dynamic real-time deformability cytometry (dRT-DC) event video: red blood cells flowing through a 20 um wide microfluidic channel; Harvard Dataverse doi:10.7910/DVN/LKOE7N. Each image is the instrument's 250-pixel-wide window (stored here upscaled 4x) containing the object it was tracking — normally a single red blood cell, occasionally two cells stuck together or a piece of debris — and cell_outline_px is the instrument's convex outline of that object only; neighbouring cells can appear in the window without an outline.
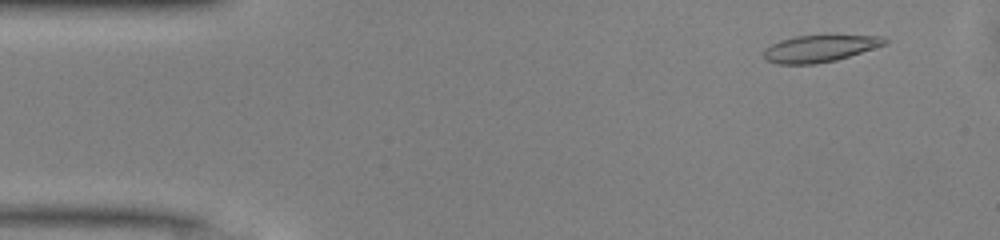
{"species": "common noctule bat (a hibernating species)", "species_latin": "Nyctalus noctula", "temperature_condition": "warm", "stored_images_in_passage": 39, "camera_frame_rate_fps": 3000, "um_per_image_px": 0.085, "animal": {"sex": "male", "body_mass_g": 13.0, "forearm_length_mm": 53.1}, "frame": {"image": 1, "passage_image": 4, "time_ms": 1.0, "image_size_px": [1000, 240], "cell_outline_px": [[888, 44], [836, 60], [816, 64], [776, 64], [764, 60], [764, 48], [780, 40], [796, 36], [884, 36], [888, 40]], "centroid_in_image_um": [69.66, 4.14], "position_along_channel_um": 15.3, "area_um2": 18.9}}
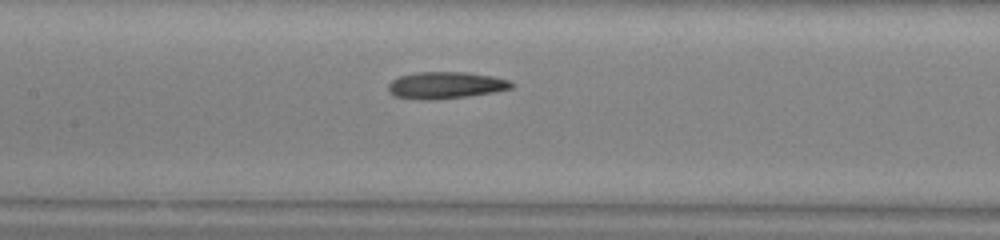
{"frame": {"image": 2, "passage_image": 22, "time_ms": 7.0, "image_size_px": [1000, 240], "cell_outline_px": [[516, 84], [512, 88], [492, 92], [468, 96], [432, 100], [428, 100], [396, 96], [388, 92], [388, 84], [392, 80], [400, 76], [416, 72], [464, 72], [492, 76], [508, 80]], "centroid_in_image_um": [37.88, 7.24], "position_along_channel_um": 169.5, "area_um2": 19.13}}
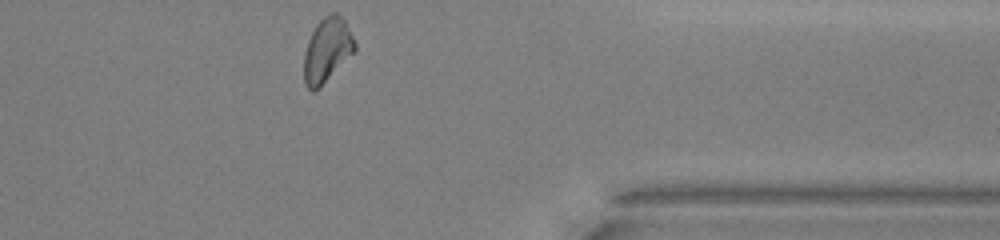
{"frame": {"image": 3, "passage_image": 39, "time_ms": 12.667, "image_size_px": [1000, 240], "cell_outline_px": [[356, 52], [320, 88], [312, 92], [308, 88], [304, 80], [304, 52], [308, 40], [316, 24], [328, 12], [336, 12], [344, 20], [356, 44]], "centroid_in_image_um": [27.81, 4.27], "position_along_channel_um": 383.6, "area_um2": 19.31}, "authors_computed_cell_mechanics": {"area_um2": 19.2474, "velocity_mm_per_s": 4.1249, "shape_relaxation_time_tau1_ms": 10.3016, "shape_relaxation_time_tau2_ms": 10.0535, "deformation_change_tau1": 0.203, "deformation_change_tau2": 0.2365}}